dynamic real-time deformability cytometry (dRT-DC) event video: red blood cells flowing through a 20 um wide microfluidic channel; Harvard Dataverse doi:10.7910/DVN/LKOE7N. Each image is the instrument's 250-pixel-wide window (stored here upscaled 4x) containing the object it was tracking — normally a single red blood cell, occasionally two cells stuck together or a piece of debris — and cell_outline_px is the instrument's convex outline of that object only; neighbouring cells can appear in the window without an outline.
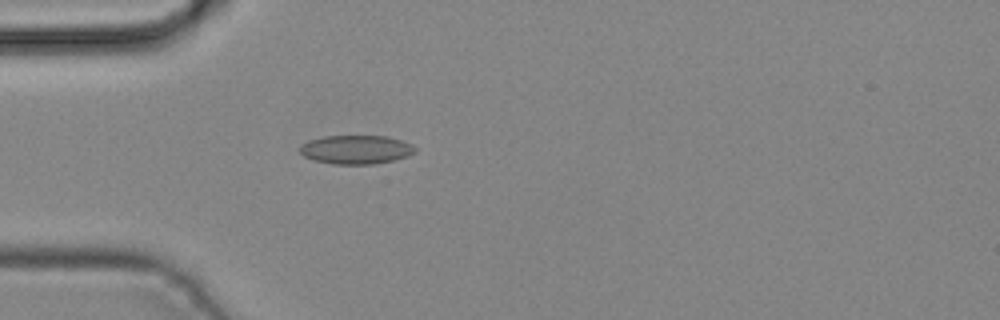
{"species": "common noctule bat (a hibernating species)", "species_latin": "Nyctalus noctula", "temperature_condition": "cold", "stored_images_in_passage": 1, "camera_frame_rate_fps": 3000, "um_per_image_px": 0.085, "animal": {"sex": "male", "body_mass_g": 19.2, "forearm_length_mm": 51.8}, "frame": {"image": 1, "passage_image": 1, "time_ms": 0.0, "image_size_px": [1000, 320], "cell_outline_px": [[416, 152], [408, 156], [392, 160], [372, 164], [332, 164], [316, 160], [304, 156], [300, 152], [300, 148], [308, 140], [324, 136], [388, 136], [412, 144], [416, 148]], "centroid_in_image_um": [30.29, 12.71], "position_along_channel_um": 54.7, "area_um2": 19.19}}